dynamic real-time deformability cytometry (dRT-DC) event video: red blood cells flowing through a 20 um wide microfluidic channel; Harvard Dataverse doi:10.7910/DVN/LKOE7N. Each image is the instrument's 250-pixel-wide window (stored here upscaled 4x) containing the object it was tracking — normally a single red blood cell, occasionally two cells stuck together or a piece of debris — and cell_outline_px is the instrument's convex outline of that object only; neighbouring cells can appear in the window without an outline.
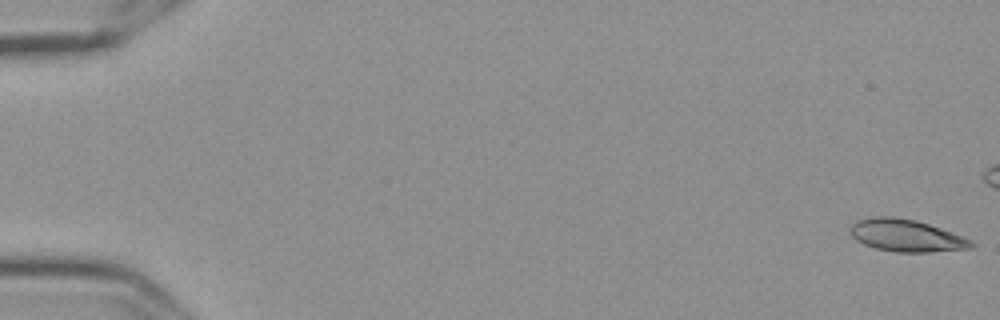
{"species": "Egyptian fruit bat (a non-hibernating species)", "species_latin": "Rousettus aegyptiacus", "temperature_condition": "cold", "stored_images_in_passage": 51, "camera_frame_rate_fps": 3000, "um_per_image_px": 0.085, "frame": {"image": 1, "passage_image": 1, "time_ms": 0.0, "image_size_px": [1000, 320], "cell_outline_px": [[976, 244], [972, 248], [928, 252], [896, 252], [876, 248], [864, 244], [856, 240], [848, 232], [848, 228], [856, 220], [872, 216], [892, 216], [916, 220], [952, 232], [972, 240]], "centroid_in_image_um": [76.99, 20.01], "position_along_channel_um": 8.0, "area_um2": 22.89}}
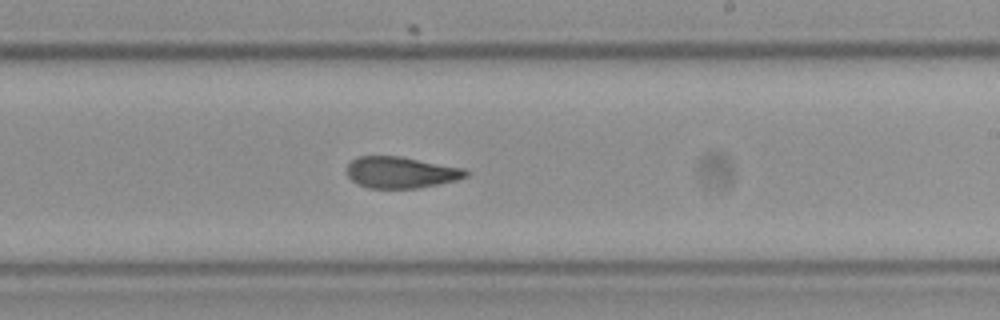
{"frame": {"image": 2, "passage_image": 35, "time_ms": 11.333, "image_size_px": [1000, 320], "cell_outline_px": [[472, 172], [468, 176], [456, 180], [440, 184], [416, 188], [368, 188], [352, 180], [344, 172], [344, 168], [352, 160], [360, 156], [400, 156], [464, 168]], "centroid_in_image_um": [34.08, 14.65], "position_along_channel_um": 254.9, "area_um2": 21.96}}
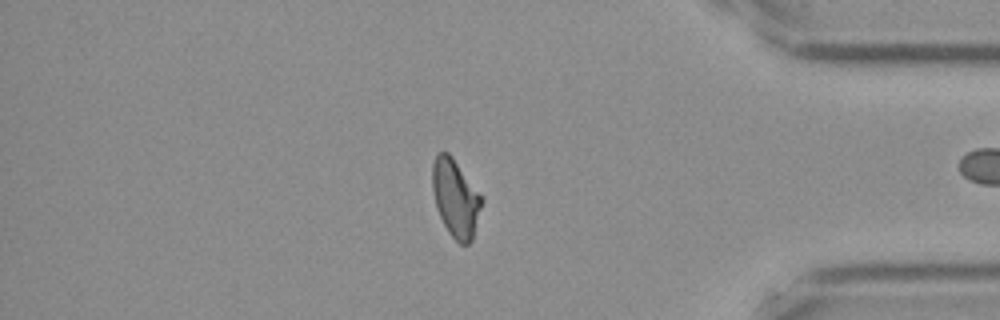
{"frame": {"image": 3, "passage_image": 49, "time_ms": 16.0, "image_size_px": [1000, 320], "cell_outline_px": [[484, 200], [472, 240], [468, 244], [460, 244], [448, 232], [436, 208], [432, 192], [432, 164], [436, 152], [448, 152], [452, 156]], "centroid_in_image_um": [38.7, 16.83], "position_along_channel_um": 396.5, "area_um2": 22.31}, "authors_computed_cell_mechanics": {"area_um2": 22.3686, "velocity_mm_per_s": 3.5896, "shape_relaxation_time_tau1_ms": null, "shape_relaxation_time_tau2_ms": 3.3696, "deformation_change_tau1": null, "deformation_change_tau2": 0.0962}}